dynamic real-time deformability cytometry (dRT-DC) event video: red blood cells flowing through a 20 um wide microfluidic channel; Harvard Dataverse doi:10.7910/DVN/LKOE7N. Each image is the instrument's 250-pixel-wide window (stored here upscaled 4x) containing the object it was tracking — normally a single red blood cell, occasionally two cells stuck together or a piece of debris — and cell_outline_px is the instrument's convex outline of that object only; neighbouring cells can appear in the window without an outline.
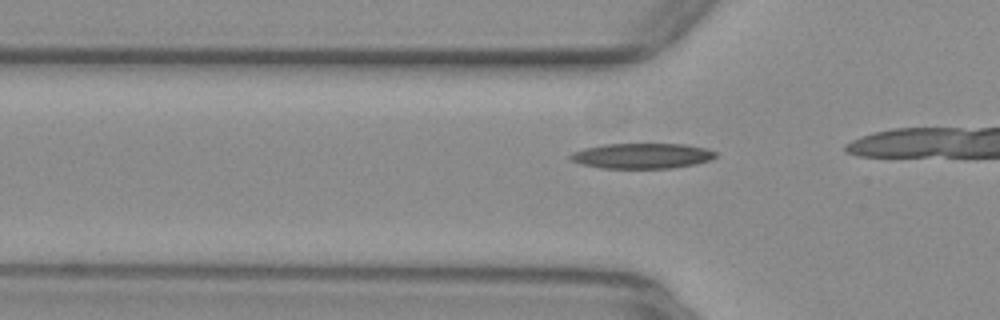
{"species": "common noctule bat (a hibernating species)", "species_latin": "Nyctalus noctula", "temperature_condition": "warm", "stored_images_in_passage": 16, "camera_frame_rate_fps": 3000, "um_per_image_px": 0.085, "animal": {"sex": "female", "body_mass_g": 29.2, "forearm_length_mm": 56.3}, "frame": {"image": 1, "passage_image": 13, "time_ms": 4.0, "image_size_px": [1000, 320], "cell_outline_px": [[716, 156], [708, 160], [696, 164], [672, 168], [600, 168], [580, 164], [568, 160], [568, 156], [572, 152], [584, 148], [604, 144], [684, 144], [704, 148], [716, 152]], "centroid_in_image_um": [54.5, 13.25], "position_along_channel_um": 71.3, "area_um2": 21.5}}